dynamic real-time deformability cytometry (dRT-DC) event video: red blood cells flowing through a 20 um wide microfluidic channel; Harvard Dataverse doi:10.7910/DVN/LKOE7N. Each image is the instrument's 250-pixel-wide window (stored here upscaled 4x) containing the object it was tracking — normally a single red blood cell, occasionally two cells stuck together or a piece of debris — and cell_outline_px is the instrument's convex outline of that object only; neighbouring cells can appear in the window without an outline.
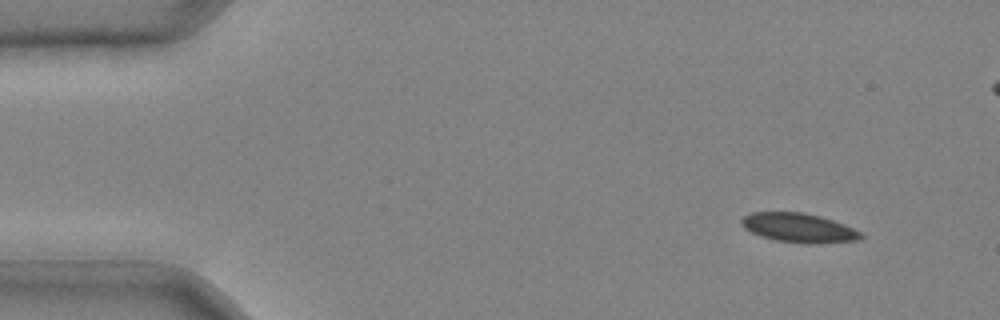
{"species": "common noctule bat (a hibernating species)", "species_latin": "Nyctalus noctula", "temperature_condition": "cold", "stored_images_in_passage": 39, "camera_frame_rate_fps": 3000, "um_per_image_px": 0.085, "animal": {"sex": "male", "body_mass_g": 20.4}, "frame": {"image": 1, "passage_image": 1, "time_ms": 0.0, "image_size_px": [1000, 320], "cell_outline_px": [[864, 236], [860, 240], [808, 244], [776, 240], [760, 236], [744, 228], [740, 224], [740, 220], [744, 216], [752, 212], [804, 212], [820, 216], [844, 224], [860, 232]], "centroid_in_image_um": [67.88, 19.36], "position_along_channel_um": 17.1, "area_um2": 20.29}}
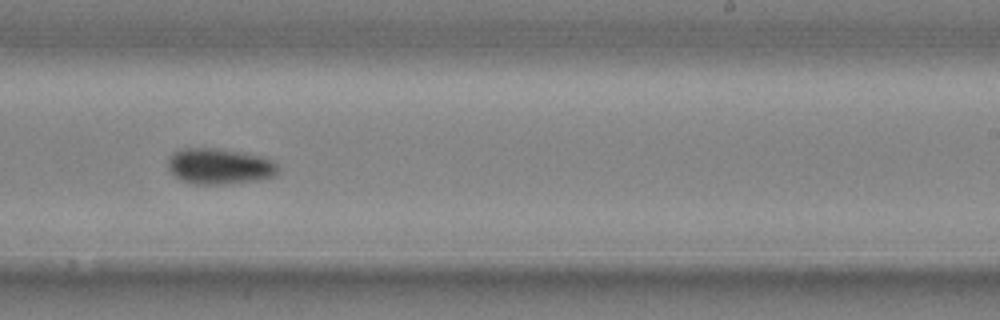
{"frame": {"image": 2, "passage_image": 24, "time_ms": 7.667, "image_size_px": [1000, 320], "cell_outline_px": [[280, 168], [276, 176], [260, 180], [228, 184], [192, 184], [180, 180], [168, 168], [168, 160], [176, 152], [184, 148], [216, 148], [260, 156], [272, 160]], "centroid_in_image_um": [18.7, 14.16], "position_along_channel_um": 270.3, "area_um2": 22.95}}
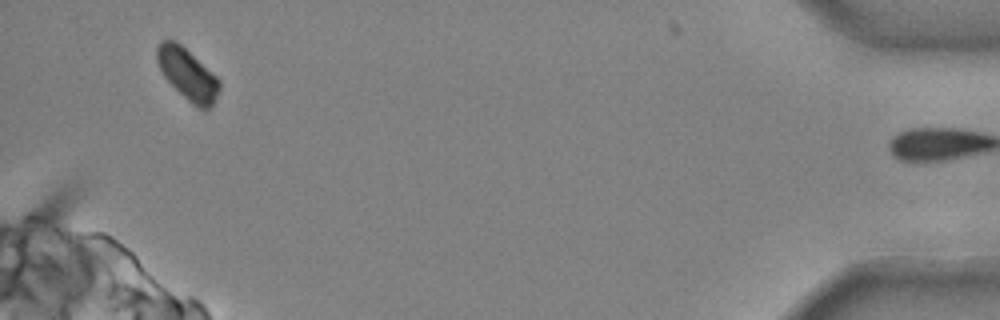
{"frame": {"image": 3, "passage_image": 38, "time_ms": 12.333, "image_size_px": [1000, 320], "cell_outline_px": [[220, 88], [212, 104], [204, 112], [192, 104], [164, 76], [156, 60], [156, 48], [160, 40], [176, 40], [216, 76], [220, 80]], "centroid_in_image_um": [15.93, 6.29], "position_along_channel_um": 419.3, "area_um2": 18.38}}